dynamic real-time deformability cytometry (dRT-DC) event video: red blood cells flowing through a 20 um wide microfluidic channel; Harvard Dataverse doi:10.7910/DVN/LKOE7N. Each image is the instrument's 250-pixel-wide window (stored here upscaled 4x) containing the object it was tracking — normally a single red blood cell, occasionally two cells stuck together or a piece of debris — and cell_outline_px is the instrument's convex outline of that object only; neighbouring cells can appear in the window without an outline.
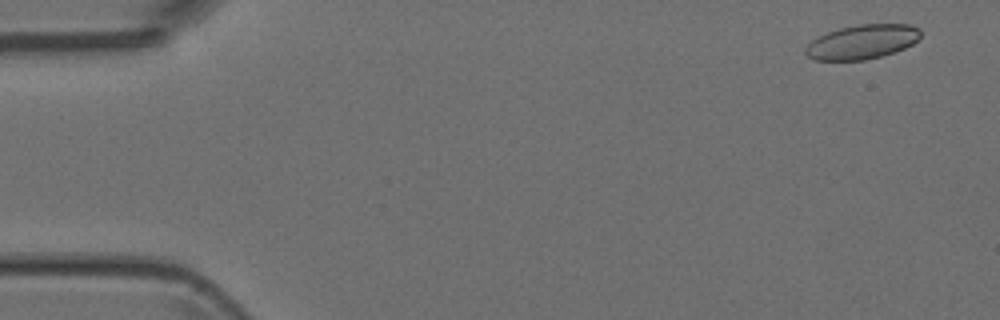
{"species": "Egyptian fruit bat (a non-hibernating species)", "species_latin": "Rousettus aegyptiacus", "temperature_condition": "room temperature", "stored_images_in_passage": 6, "camera_frame_rate_fps": 3000, "um_per_image_px": 0.085, "animal": {"sex": "female"}, "frame": {"image": 1, "passage_image": 1, "time_ms": 0.0, "image_size_px": [1000, 320], "cell_outline_px": [[920, 36], [912, 44], [896, 52], [864, 60], [812, 60], [804, 52], [804, 48], [812, 40], [828, 32], [840, 28], [856, 24], [908, 24], [920, 28]], "centroid_in_image_um": [73.27, 3.56], "position_along_channel_um": 11.7, "area_um2": 23.0}}
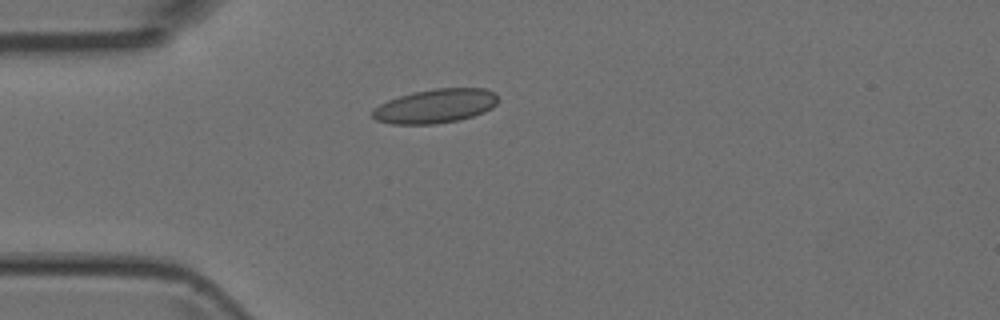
{"frame": {"image": 2, "passage_image": 4, "time_ms": 3.667, "image_size_px": [1000, 320], "cell_outline_px": [[496, 104], [492, 108], [484, 112], [460, 120], [436, 124], [392, 124], [376, 120], [372, 116], [372, 112], [380, 104], [388, 100], [412, 92], [436, 88], [484, 88], [496, 92]], "centroid_in_image_um": [37.02, 9.01], "position_along_channel_um": 48.0, "area_um2": 24.91}}
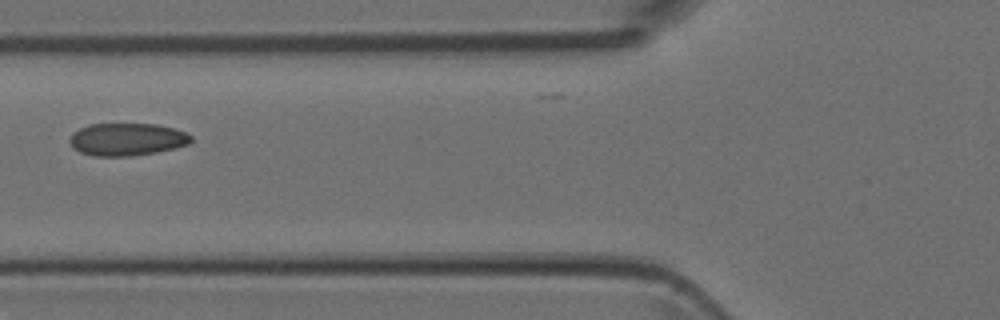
{"frame": {"image": 3, "passage_image": 6, "time_ms": 5.667, "image_size_px": [1000, 320], "cell_outline_px": [[192, 140], [188, 144], [176, 148], [156, 152], [132, 156], [96, 156], [80, 152], [72, 148], [68, 140], [72, 132], [88, 124], [156, 124], [188, 132], [192, 136]], "centroid_in_image_um": [10.78, 11.84], "position_along_channel_um": 115.0, "area_um2": 23.24}}